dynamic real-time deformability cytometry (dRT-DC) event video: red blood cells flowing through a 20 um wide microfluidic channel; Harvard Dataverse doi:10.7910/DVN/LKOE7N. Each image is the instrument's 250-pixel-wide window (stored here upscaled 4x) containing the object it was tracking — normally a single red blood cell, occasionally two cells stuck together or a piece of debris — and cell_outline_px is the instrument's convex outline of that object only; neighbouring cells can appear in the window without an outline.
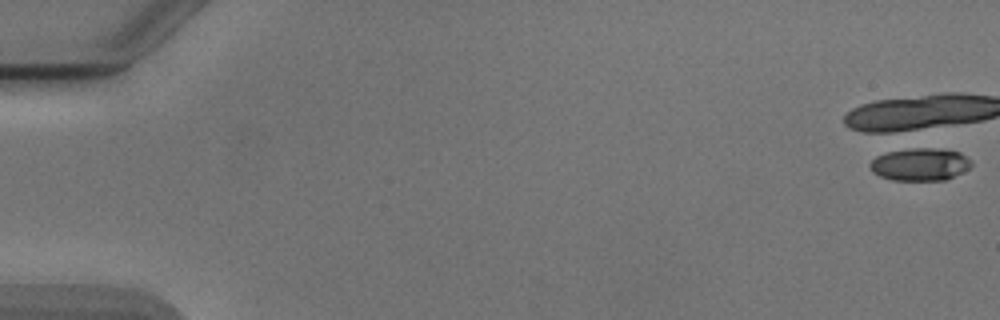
{"species": "Egyptian fruit bat (a non-hibernating species)", "species_latin": "Rousettus aegyptiacus", "temperature_condition": "cold", "stored_images_in_passage": 1, "camera_frame_rate_fps": 3000, "um_per_image_px": 0.085, "animal": {"sex": "male"}, "frame": {"image": 1, "passage_image": 1, "time_ms": 0.0, "image_size_px": [1000, 320], "cell_outline_px": [[972, 164], [968, 168], [944, 180], [892, 180], [880, 176], [872, 172], [868, 164], [876, 156], [888, 152], [920, 144], [960, 152]], "centroid_in_image_um": [78.14, 13.92], "position_along_channel_um": 6.9, "area_um2": 19.65}}